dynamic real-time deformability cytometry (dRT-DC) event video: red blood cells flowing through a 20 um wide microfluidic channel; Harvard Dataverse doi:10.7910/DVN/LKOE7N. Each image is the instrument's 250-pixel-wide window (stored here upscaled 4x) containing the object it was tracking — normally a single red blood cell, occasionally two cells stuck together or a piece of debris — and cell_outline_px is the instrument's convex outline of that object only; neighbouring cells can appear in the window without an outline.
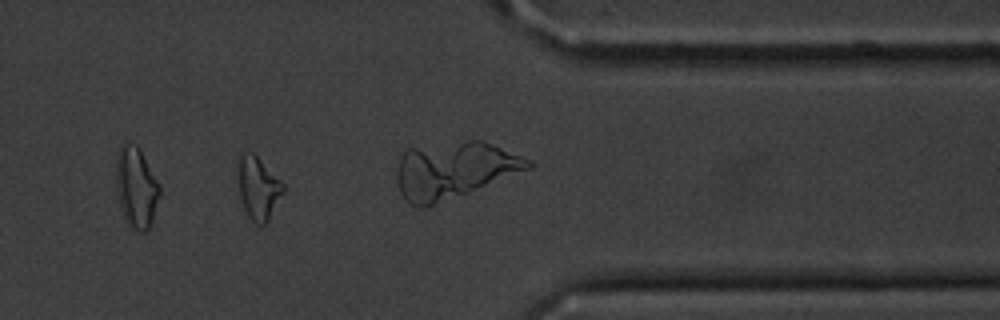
{"species": "common noctule bat (a hibernating species)", "species_latin": "Nyctalus noctula", "temperature_condition": "cold", "stored_images_in_passage": 41, "camera_frame_rate_fps": 3000, "um_per_image_px": 0.085, "animal": {"sex": "male", "body_mass_g": 20.1, "forearm_length_mm": 53.5}, "frame": {"image": 1, "passage_image": 30, "time_ms": 9.667, "image_size_px": [1000, 320], "cell_outline_px": [[284, 192], [268, 220], [264, 224], [256, 224], [248, 216], [244, 208], [240, 196], [240, 152], [252, 152], [284, 184]], "centroid_in_image_um": [21.98, 16.01], "position_along_channel_um": 389.4, "area_um2": 15.84}, "authors_computed_cell_mechanics": {"area_um2": 15.7216, "velocity_mm_per_s": 3.5982, "shape_relaxation_time_tau1_ms": 9.5148, "shape_relaxation_time_tau2_ms": 4.0558, "deformation_change_tau1": 0.2589, "deformation_change_tau2": 0.1577}}